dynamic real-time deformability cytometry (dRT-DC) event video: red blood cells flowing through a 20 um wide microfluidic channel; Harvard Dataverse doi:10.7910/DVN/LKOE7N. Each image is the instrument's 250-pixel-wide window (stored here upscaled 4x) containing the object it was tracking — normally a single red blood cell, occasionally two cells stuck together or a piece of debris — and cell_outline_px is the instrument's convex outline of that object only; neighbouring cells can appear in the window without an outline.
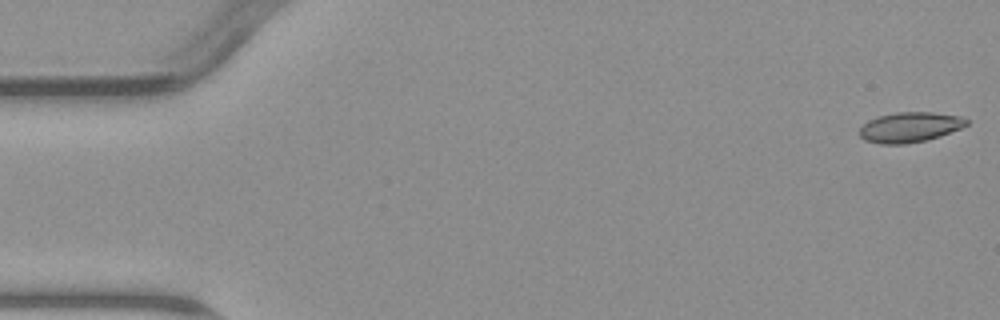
{"species": "common noctule bat (a hibernating species)", "species_latin": "Nyctalus noctula", "temperature_condition": "warm", "stored_images_in_passage": 5, "camera_frame_rate_fps": 3000, "um_per_image_px": 0.085, "animal": {"sex": "male", "body_mass_g": 23.1, "forearm_length_mm": 52.7}, "frame": {"image": 1, "passage_image": 1, "time_ms": 0.0, "image_size_px": [1000, 320], "cell_outline_px": [[968, 124], [960, 128], [940, 136], [924, 140], [904, 144], [880, 144], [864, 140], [860, 136], [860, 128], [868, 120], [876, 116], [896, 112], [932, 112], [960, 116], [968, 120]], "centroid_in_image_um": [77.31, 10.8], "position_along_channel_um": 7.7, "area_um2": 18.73}}
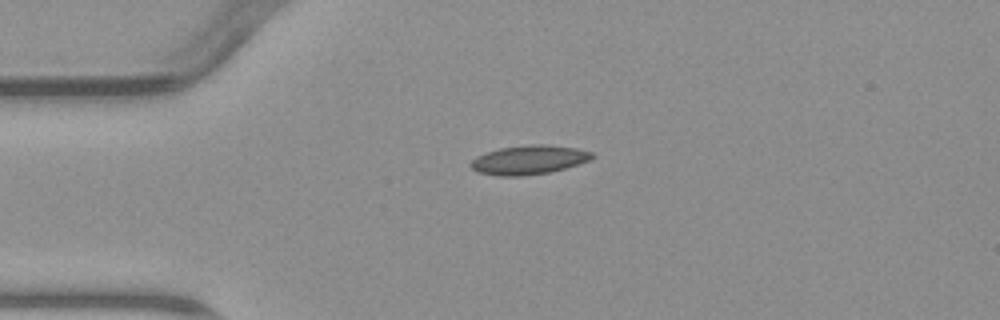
{"frame": {"image": 2, "passage_image": 4, "time_ms": 4.0, "image_size_px": [1000, 320], "cell_outline_px": [[596, 156], [588, 160], [564, 168], [548, 172], [520, 176], [496, 176], [480, 172], [472, 168], [468, 164], [476, 156], [500, 148], [532, 144], [548, 144], [576, 148], [592, 152]], "centroid_in_image_um": [44.94, 13.58], "position_along_channel_um": 40.1, "area_um2": 20.35}}